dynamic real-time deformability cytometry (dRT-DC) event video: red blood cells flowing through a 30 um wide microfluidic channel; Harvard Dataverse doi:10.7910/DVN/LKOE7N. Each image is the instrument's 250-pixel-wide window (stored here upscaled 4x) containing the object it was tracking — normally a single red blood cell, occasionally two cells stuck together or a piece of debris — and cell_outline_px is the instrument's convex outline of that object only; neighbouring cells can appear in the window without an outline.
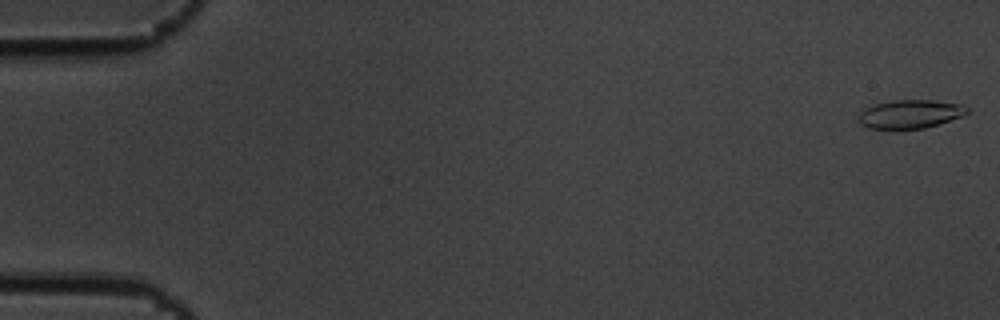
{"species": "common noctule bat (a hibernating species)", "species_latin": "Nyctalus noctula", "temperature_condition": "cold", "stored_images_in_passage": 15, "camera_frame_rate_fps": 3000, "um_per_image_px": 0.085, "animal": {"sex": "male", "body_mass_g": 19.5, "forearm_length_mm": 54.6}, "frame": {"image": 1, "passage_image": 1, "time_ms": 0.0, "image_size_px": [1000, 320], "cell_outline_px": [[968, 112], [964, 116], [924, 128], [868, 128], [860, 124], [860, 112], [864, 108], [888, 100], [932, 100], [960, 104], [968, 108]], "centroid_in_image_um": [77.37, 9.68], "position_along_channel_um": 7.6, "area_um2": 17.86}}
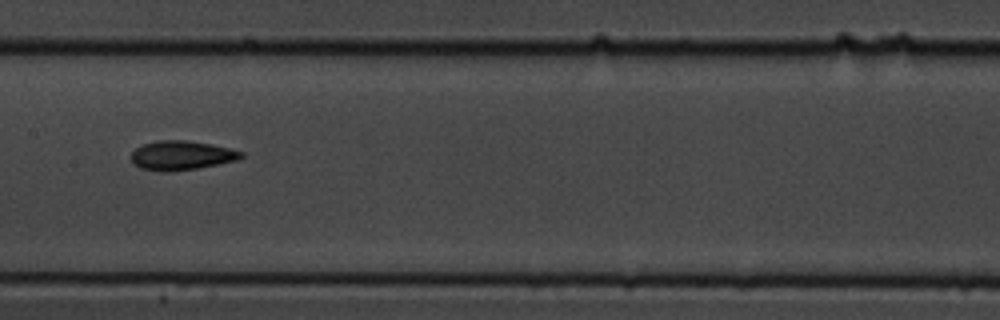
{"frame": {"image": 2, "passage_image": 8, "time_ms": 2.333, "image_size_px": [1000, 320], "cell_outline_px": [[244, 156], [236, 160], [196, 168], [168, 172], [160, 172], [140, 168], [132, 164], [132, 152], [136, 148], [144, 144], [160, 140], [184, 140], [212, 144], [244, 152]], "centroid_in_image_um": [15.4, 13.21], "position_along_channel_um": 192.0, "area_um2": 18.61}}
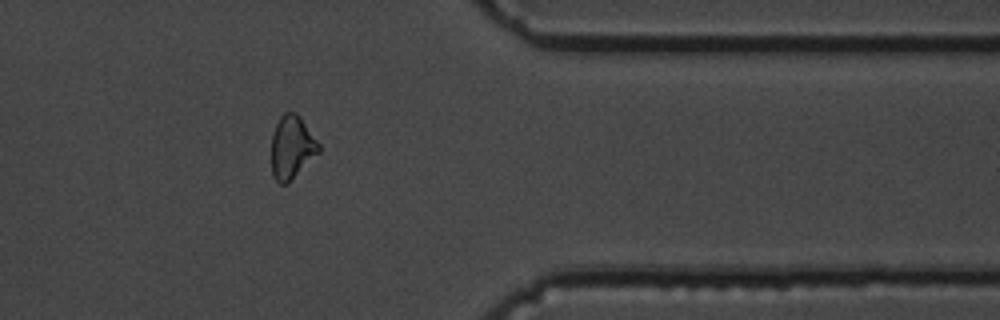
{"frame": {"image": 3, "passage_image": 13, "time_ms": 4.0, "image_size_px": [1000, 320], "cell_outline_px": [[320, 152], [288, 184], [280, 184], [272, 176], [272, 136], [276, 124], [280, 116], [284, 112], [296, 112], [300, 116], [320, 144]], "centroid_in_image_um": [24.82, 12.53], "position_along_channel_um": 386.6, "area_um2": 17.57}}